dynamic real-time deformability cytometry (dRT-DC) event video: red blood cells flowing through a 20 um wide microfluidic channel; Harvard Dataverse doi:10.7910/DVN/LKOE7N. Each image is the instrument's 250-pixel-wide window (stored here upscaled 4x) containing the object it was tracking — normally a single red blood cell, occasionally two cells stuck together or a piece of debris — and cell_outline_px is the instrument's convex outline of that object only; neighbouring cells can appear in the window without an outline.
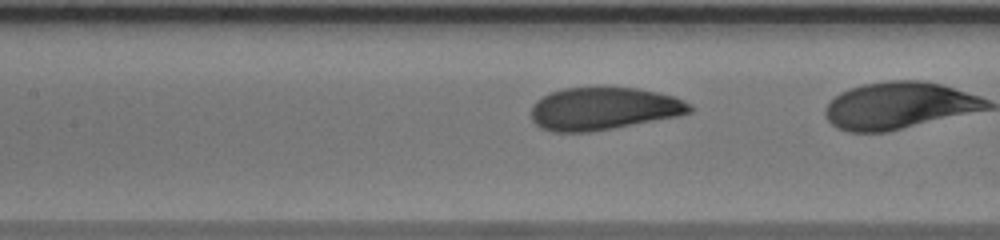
{"species": "human", "species_latin": "Homo sapiens", "temperature_condition": "warm", "stored_images_in_passage": 31, "camera_frame_rate_fps": 3000, "um_per_image_px": 0.085, "donor": {"sex": "male"}, "frame": {"image": 1, "passage_image": 15, "time_ms": 4.667, "image_size_px": [1000, 240], "cell_outline_px": [[692, 112], [676, 116], [612, 128], [588, 132], [552, 132], [540, 128], [532, 120], [532, 104], [536, 100], [552, 92], [564, 88], [636, 88], [656, 92], [672, 96], [692, 104]], "centroid_in_image_um": [51.27, 9.24], "position_along_channel_um": 156.1, "area_um2": 38.96}}
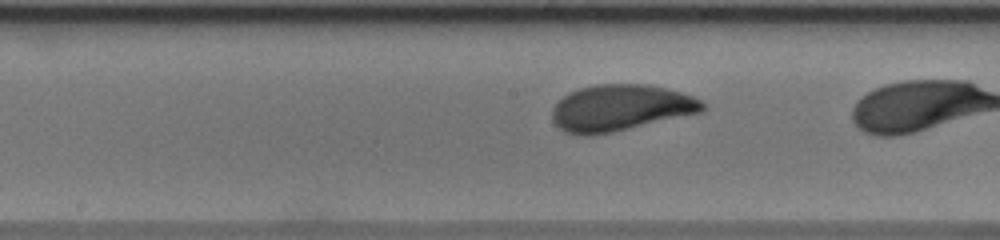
{"frame": {"image": 2, "passage_image": 18, "time_ms": 5.667, "image_size_px": [1000, 240], "cell_outline_px": [[708, 108], [704, 112], [612, 132], [592, 136], [584, 136], [564, 132], [552, 120], [552, 108], [564, 96], [580, 88], [596, 84], [648, 84], [680, 92], [692, 96], [700, 100]], "centroid_in_image_um": [52.76, 9.18], "position_along_channel_um": 195.4, "area_um2": 40.63}}